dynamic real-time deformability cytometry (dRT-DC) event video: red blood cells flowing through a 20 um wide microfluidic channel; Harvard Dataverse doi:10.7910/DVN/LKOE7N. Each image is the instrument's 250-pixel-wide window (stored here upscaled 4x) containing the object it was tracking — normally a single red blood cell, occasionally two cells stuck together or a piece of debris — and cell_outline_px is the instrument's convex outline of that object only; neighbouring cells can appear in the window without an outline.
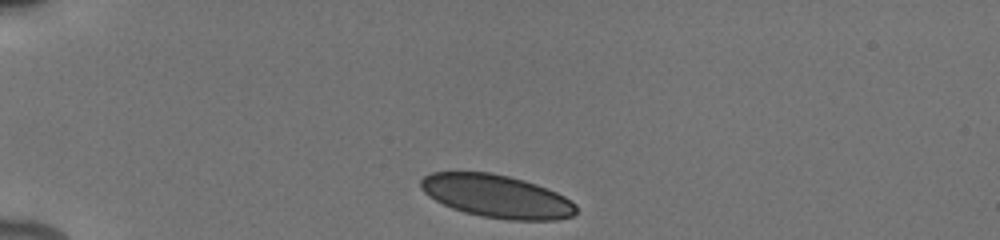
{"species": "human", "species_latin": "Homo sapiens", "temperature_condition": "cold", "stored_images_in_passage": 9, "camera_frame_rate_fps": 3000, "um_per_image_px": 0.085, "donor": {"sex": "male"}, "frame": {"image": 1, "passage_image": 1, "time_ms": 0.0, "image_size_px": [1000, 240], "cell_outline_px": [[576, 212], [572, 216], [556, 220], [508, 220], [480, 216], [464, 212], [452, 208], [428, 196], [420, 188], [420, 180], [424, 176], [432, 172], [492, 172], [524, 180], [536, 184], [556, 192], [564, 196], [576, 204]], "centroid_in_image_um": [42.21, 16.68], "position_along_channel_um": 42.8, "area_um2": 38.9}}
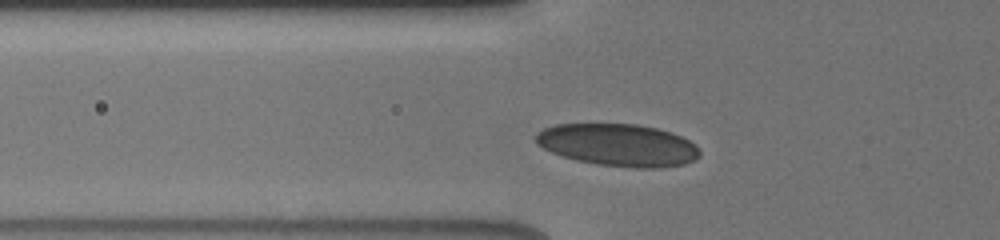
{"frame": {"image": 2, "passage_image": 7, "time_ms": 2.0, "image_size_px": [1000, 240], "cell_outline_px": [[700, 156], [696, 160], [684, 164], [660, 168], [632, 168], [596, 164], [576, 160], [552, 152], [536, 144], [536, 132], [544, 128], [556, 124], [636, 124], [656, 128], [672, 132], [696, 144], [700, 148]], "centroid_in_image_um": [52.58, 12.33], "position_along_channel_um": 73.2, "area_um2": 40.63}}